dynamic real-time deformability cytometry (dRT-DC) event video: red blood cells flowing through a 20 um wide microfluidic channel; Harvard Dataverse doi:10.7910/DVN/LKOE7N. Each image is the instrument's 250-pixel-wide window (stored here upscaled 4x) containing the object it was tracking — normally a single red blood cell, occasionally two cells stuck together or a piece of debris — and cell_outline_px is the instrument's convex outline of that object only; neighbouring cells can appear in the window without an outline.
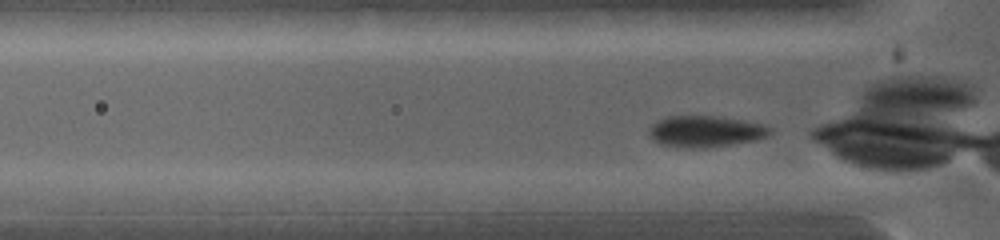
{"species": "common noctule bat (a hibernating species)", "species_latin": "Nyctalus noctula", "temperature_condition": "warm", "stored_images_in_passage": 6, "camera_frame_rate_fps": 5000, "um_per_image_px": 0.085, "animal": {"sex": "female", "body_mass_g": 19.0, "forearm_length_mm": 53.3}, "frame": {"image": 1, "passage_image": 6, "time_ms": 2.0, "image_size_px": [1000, 240], "cell_outline_px": [[772, 132], [768, 136], [756, 140], [704, 148], [676, 148], [660, 144], [648, 136], [648, 128], [656, 120], [668, 116], [720, 116], [760, 124], [772, 128]], "centroid_in_image_um": [59.9, 11.18], "position_along_channel_um": 65.9, "area_um2": 22.31}}